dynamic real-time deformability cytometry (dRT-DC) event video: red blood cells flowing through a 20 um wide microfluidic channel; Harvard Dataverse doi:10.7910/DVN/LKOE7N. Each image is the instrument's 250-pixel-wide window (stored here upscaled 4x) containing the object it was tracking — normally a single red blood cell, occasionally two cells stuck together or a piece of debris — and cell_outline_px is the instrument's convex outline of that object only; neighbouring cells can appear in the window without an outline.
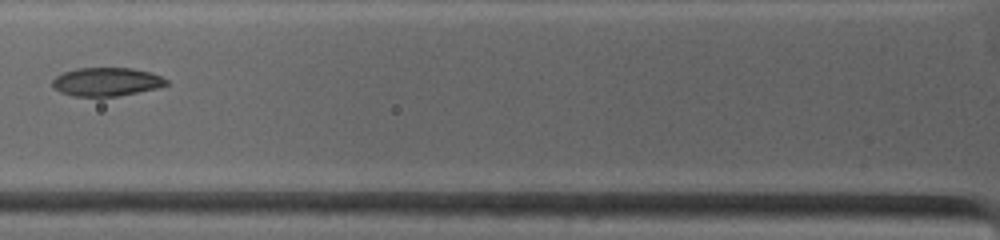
{"species": "common noctule bat (a hibernating species)", "species_latin": "Nyctalus noctula", "temperature_condition": "warm", "stored_images_in_passage": 15, "camera_frame_rate_fps": 4500, "um_per_image_px": 0.085, "animal": {"sex": "female", "body_mass_g": 19.0, "forearm_length_mm": 53.3}, "frame": {"image": 1, "passage_image": 4, "time_ms": 1.111, "image_size_px": [1000, 240], "cell_outline_px": [[168, 84], [156, 88], [116, 96], [72, 96], [60, 92], [52, 84], [52, 80], [56, 76], [64, 72], [80, 68], [132, 68], [152, 72], [168, 80]], "centroid_in_image_um": [9.06, 6.94], "position_along_channel_um": 116.7, "area_um2": 18.73}}